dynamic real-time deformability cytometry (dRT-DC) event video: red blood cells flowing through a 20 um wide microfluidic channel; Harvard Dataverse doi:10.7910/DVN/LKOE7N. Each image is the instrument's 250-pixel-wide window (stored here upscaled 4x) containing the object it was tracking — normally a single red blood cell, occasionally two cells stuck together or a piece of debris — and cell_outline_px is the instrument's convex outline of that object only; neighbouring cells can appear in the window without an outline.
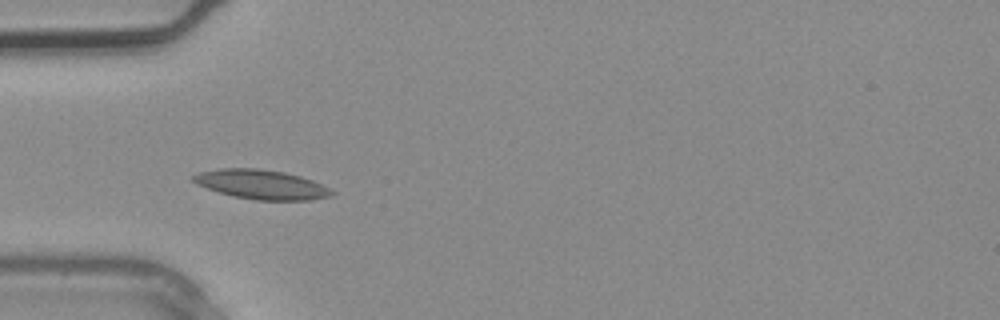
{"species": "common noctule bat (a hibernating species)", "species_latin": "Nyctalus noctula", "temperature_condition": "warm", "stored_images_in_passage": 5, "camera_frame_rate_fps": 3000, "um_per_image_px": 0.085, "animal": {"sex": "male", "body_mass_g": 20.4}, "frame": {"image": 1, "passage_image": 4, "time_ms": 1.0, "image_size_px": [1000, 320], "cell_outline_px": [[336, 192], [332, 196], [308, 200], [256, 200], [232, 196], [196, 184], [192, 180], [192, 176], [200, 172], [220, 168], [256, 168], [284, 172], [300, 176], [312, 180]], "centroid_in_image_um": [22.22, 15.68], "position_along_channel_um": 62.8, "area_um2": 23.58}}